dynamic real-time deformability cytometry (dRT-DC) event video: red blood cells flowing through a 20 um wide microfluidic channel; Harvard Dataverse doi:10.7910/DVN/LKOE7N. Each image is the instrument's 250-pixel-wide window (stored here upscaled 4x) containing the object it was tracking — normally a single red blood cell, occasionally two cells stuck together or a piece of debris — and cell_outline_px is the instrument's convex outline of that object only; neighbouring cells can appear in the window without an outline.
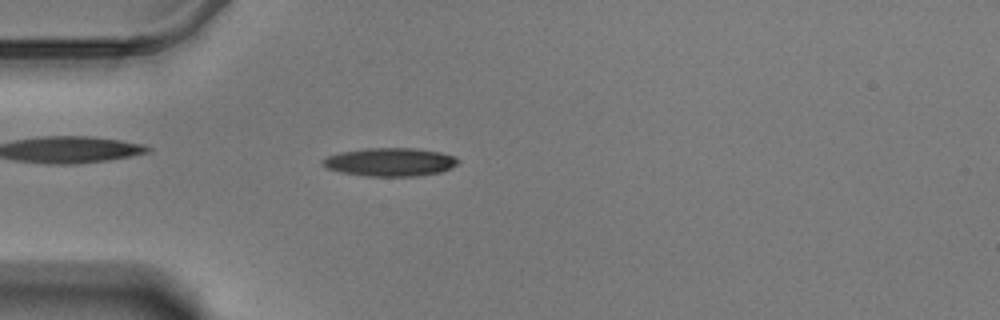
{"species": "Egyptian fruit bat (a non-hibernating species)", "species_latin": "Rousettus aegyptiacus", "temperature_condition": "warm", "stored_images_in_passage": 51, "camera_frame_rate_fps": 3000, "um_per_image_px": 0.085, "animal": {"sex": "male"}, "frame": {"image": 1, "passage_image": 9, "time_ms": 2.667, "image_size_px": [1000, 320], "cell_outline_px": [[460, 160], [456, 164], [440, 172], [416, 176], [368, 176], [340, 172], [328, 168], [320, 160], [328, 156], [340, 152], [368, 148], [412, 148], [440, 152], [456, 156]], "centroid_in_image_um": [33.16, 13.77], "position_along_channel_um": 51.8, "area_um2": 22.14}}
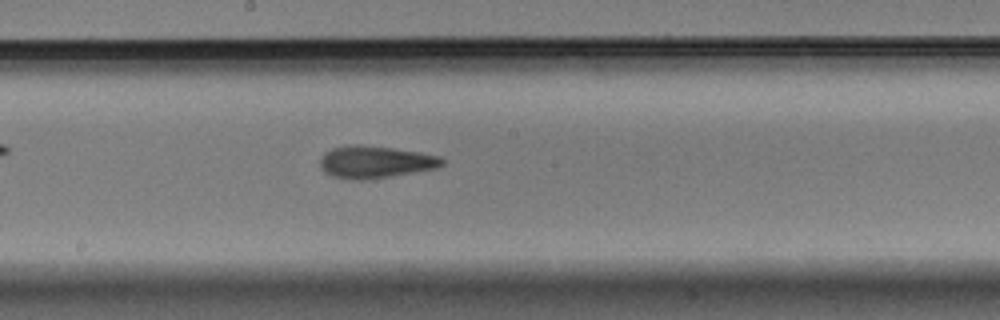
{"frame": {"image": 2, "passage_image": 24, "time_ms": 7.667, "image_size_px": [1000, 320], "cell_outline_px": [[444, 164], [436, 168], [364, 180], [356, 180], [332, 176], [324, 172], [320, 168], [320, 160], [324, 152], [332, 148], [356, 144], [392, 148], [420, 152], [440, 156], [444, 160]], "centroid_in_image_um": [31.87, 13.76], "position_along_channel_um": 216.3, "area_um2": 22.72}}
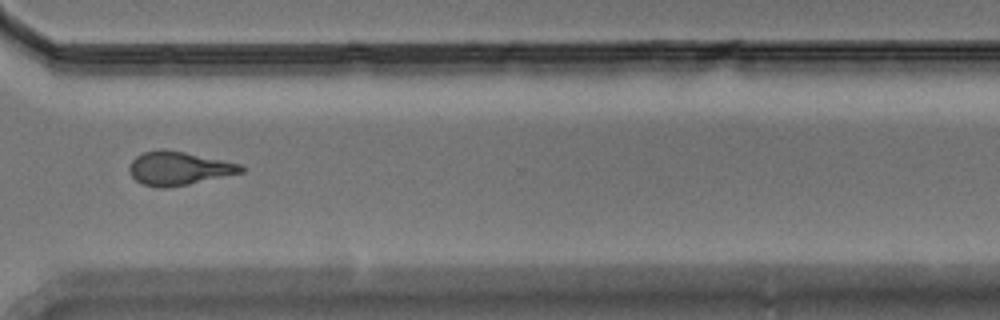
{"frame": {"image": 3, "passage_image": 36, "time_ms": 11.667, "image_size_px": [1000, 320], "cell_outline_px": [[244, 172], [188, 184], [168, 188], [156, 188], [144, 184], [136, 180], [132, 176], [128, 168], [132, 160], [136, 156], [144, 152], [160, 148], [164, 148], [244, 164]], "centroid_in_image_um": [15.2, 14.3], "position_along_channel_um": 355.4, "area_um2": 21.96}, "authors_computed_cell_mechanics": {"area_um2": 21.5016, "velocity_mm_per_s": 3.4853, "shape_relaxation_time_tau1_ms": null, "shape_relaxation_time_tau2_ms": 3.2985, "deformation_change_tau1": null, "deformation_change_tau2": 0.1302}}